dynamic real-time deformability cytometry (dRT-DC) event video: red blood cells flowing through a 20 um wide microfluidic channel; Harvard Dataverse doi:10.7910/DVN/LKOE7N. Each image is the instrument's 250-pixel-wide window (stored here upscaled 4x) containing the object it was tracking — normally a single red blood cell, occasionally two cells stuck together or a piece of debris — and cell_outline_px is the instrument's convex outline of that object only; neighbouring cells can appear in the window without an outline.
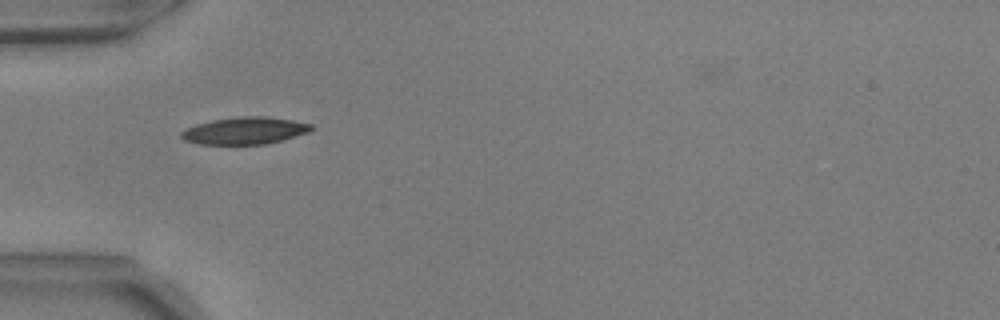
{"species": "common noctule bat (a hibernating species)", "species_latin": "Nyctalus noctula", "temperature_condition": "warm", "stored_images_in_passage": 38, "camera_frame_rate_fps": 3000, "um_per_image_px": 0.085, "animal": {"sex": "male", "body_mass_g": 17.9, "forearm_length_mm": 54.2}, "frame": {"image": 1, "passage_image": 1, "time_ms": 0.0, "image_size_px": [1000, 320], "cell_outline_px": [[312, 128], [308, 132], [280, 140], [264, 144], [200, 144], [184, 140], [180, 136], [180, 132], [184, 128], [196, 124], [212, 120], [240, 116], [268, 116], [292, 120], [312, 124]], "centroid_in_image_um": [20.75, 11.1], "position_along_channel_um": 64.2, "area_um2": 20.46}}
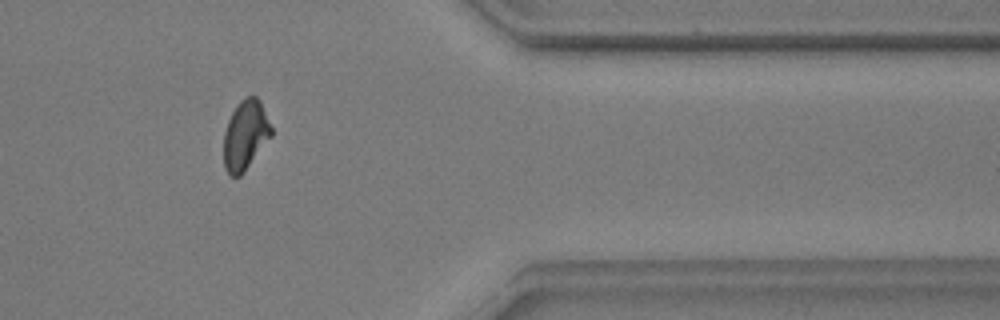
{"frame": {"image": 2, "passage_image": 29, "time_ms": 9.333, "image_size_px": [1000, 320], "cell_outline_px": [[272, 136], [244, 172], [240, 176], [232, 176], [224, 168], [224, 132], [228, 120], [232, 112], [240, 100], [244, 96], [256, 96], [260, 100], [272, 128]], "centroid_in_image_um": [20.86, 11.47], "position_along_channel_um": 390.5, "area_um2": 19.31}}
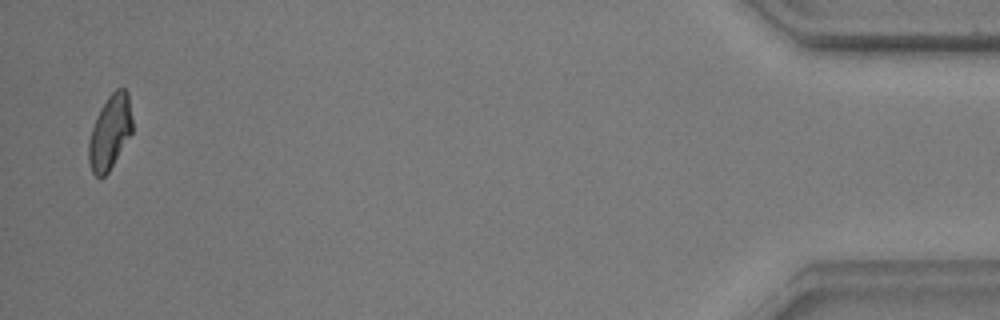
{"frame": {"image": 3, "passage_image": 37, "time_ms": 12.0, "image_size_px": [1000, 320], "cell_outline_px": [[132, 132], [108, 172], [104, 176], [96, 176], [92, 172], [88, 160], [88, 144], [92, 128], [96, 116], [100, 108], [108, 96], [116, 88], [124, 88], [128, 92], [132, 116]], "centroid_in_image_um": [9.34, 11.2], "position_along_channel_um": 425.9, "area_um2": 18.79}, "authors_computed_cell_mechanics": {"area_um2": 19.5364, "velocity_mm_per_s": 3.6901, "shape_relaxation_time_tau1_ms": 4.1431, "shape_relaxation_time_tau2_ms": 2.6692, "deformation_change_tau1": 0.1289, "deformation_change_tau2": 0.0694}}